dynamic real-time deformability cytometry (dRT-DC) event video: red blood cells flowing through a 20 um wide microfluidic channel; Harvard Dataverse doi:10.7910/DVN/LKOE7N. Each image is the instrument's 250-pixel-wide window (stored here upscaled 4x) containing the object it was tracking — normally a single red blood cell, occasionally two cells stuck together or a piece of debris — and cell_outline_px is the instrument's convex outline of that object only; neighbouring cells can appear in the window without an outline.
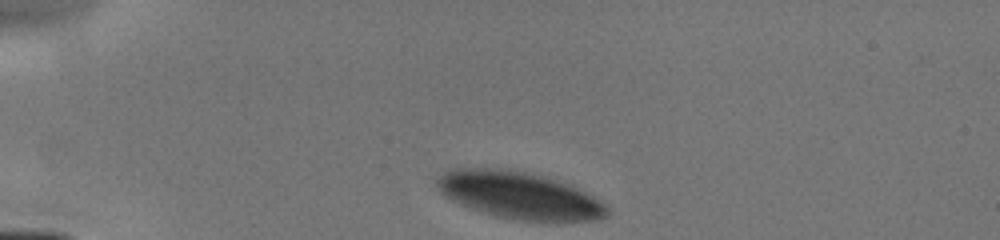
{"species": "human", "species_latin": "Homo sapiens", "temperature_condition": "cold", "stored_images_in_passage": 23, "camera_frame_rate_fps": 3000, "um_per_image_px": 0.085, "donor": {"sex": "male"}, "frame": {"image": 1, "passage_image": 1, "time_ms": 0.0, "image_size_px": [1000, 240], "cell_outline_px": [[608, 216], [600, 220], [564, 224], [512, 220], [480, 212], [440, 192], [436, 188], [436, 176], [452, 168], [500, 168], [524, 172], [540, 176], [568, 184], [592, 196], [604, 204], [608, 208]], "centroid_in_image_um": [44.19, 16.66], "position_along_channel_um": 40.8, "area_um2": 47.16}}
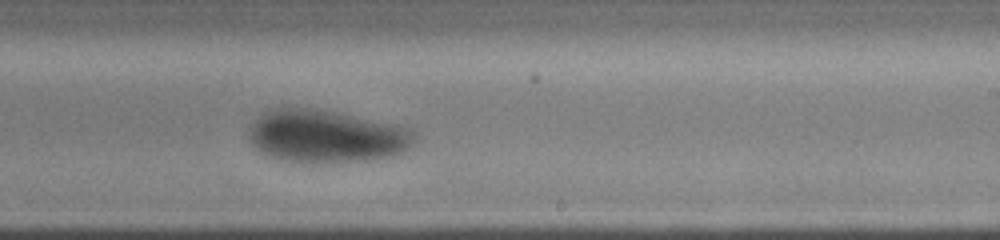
{"frame": {"image": 2, "passage_image": 16, "time_ms": 6.333, "image_size_px": [1000, 240], "cell_outline_px": [[416, 144], [396, 156], [368, 160], [280, 160], [260, 152], [248, 140], [248, 128], [268, 108], [312, 108], [336, 112], [396, 124], [412, 128], [416, 132]], "centroid_in_image_um": [27.78, 11.55], "position_along_channel_um": 261.2, "area_um2": 50.63}}
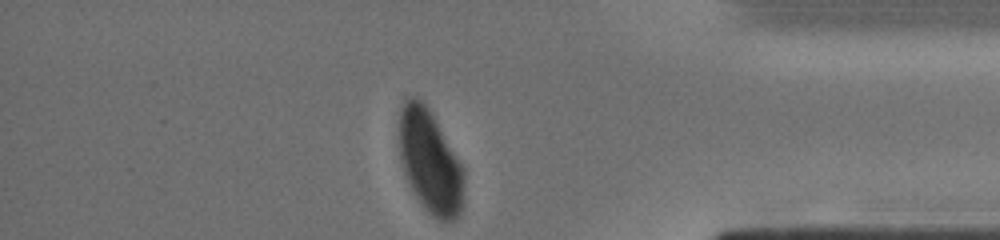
{"frame": {"image": 3, "passage_image": 23, "time_ms": 10.0, "image_size_px": [1000, 240], "cell_outline_px": [[464, 184], [460, 216], [456, 220], [440, 220], [432, 216], [424, 208], [416, 196], [404, 172], [400, 156], [400, 108], [404, 100], [408, 96], [416, 96], [428, 108], [464, 168]], "centroid_in_image_um": [36.56, 13.75], "position_along_channel_um": 398.6, "area_um2": 38.61}}